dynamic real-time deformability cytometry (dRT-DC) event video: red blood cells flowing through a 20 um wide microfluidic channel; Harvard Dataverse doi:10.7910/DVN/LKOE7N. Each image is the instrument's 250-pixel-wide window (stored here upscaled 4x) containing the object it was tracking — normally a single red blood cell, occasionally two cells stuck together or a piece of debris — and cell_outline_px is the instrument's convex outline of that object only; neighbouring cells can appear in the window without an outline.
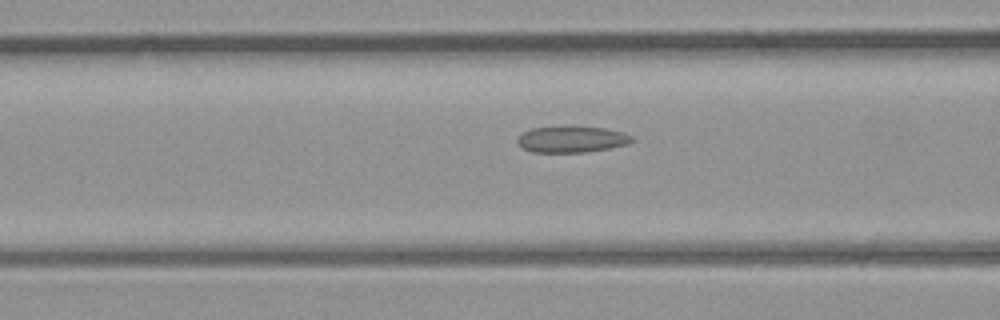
{"species": "common noctule bat (a hibernating species)", "species_latin": "Nyctalus noctula", "temperature_condition": "room temperature", "stored_images_in_passage": 39, "camera_frame_rate_fps": 3000, "um_per_image_px": 0.085, "animal": {"sex": "male", "body_mass_g": 23.1, "forearm_length_mm": 52.7}, "frame": {"image": 1, "passage_image": 14, "time_ms": 4.333, "image_size_px": [1000, 320], "cell_outline_px": [[636, 140], [628, 144], [608, 148], [584, 152], [532, 152], [524, 148], [516, 140], [524, 132], [532, 128], [564, 124], [576, 124], [604, 128], [624, 132], [632, 136]], "centroid_in_image_um": [48.63, 11.79], "position_along_channel_um": 118.0, "area_um2": 18.15}}
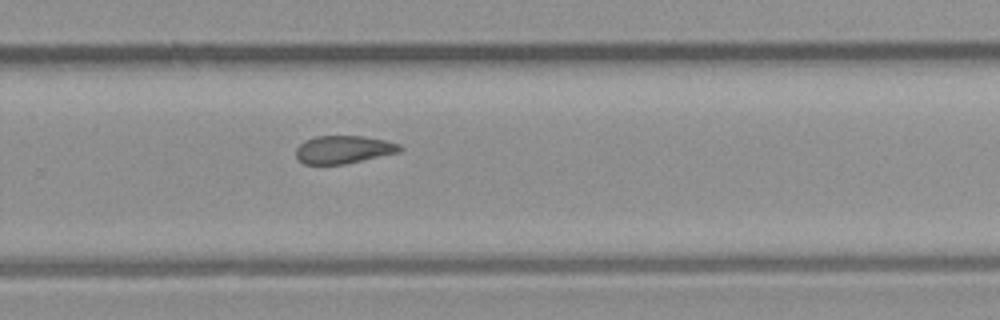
{"frame": {"image": 2, "passage_image": 25, "time_ms": 8.0, "image_size_px": [1000, 320], "cell_outline_px": [[404, 148], [400, 152], [364, 160], [344, 164], [304, 164], [296, 156], [296, 148], [304, 140], [316, 136], [360, 136], [384, 140], [400, 144]], "centroid_in_image_um": [29.21, 12.71], "position_along_channel_um": 300.6, "area_um2": 16.88}}
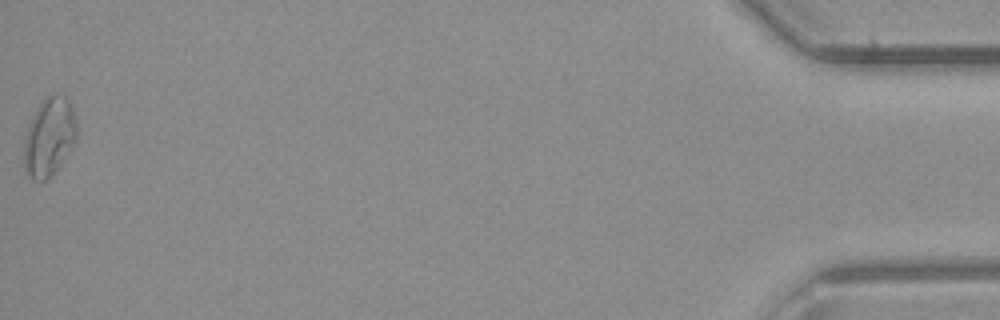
{"frame": {"image": 3, "passage_image": 39, "time_ms": 12.667, "image_size_px": [1000, 320], "cell_outline_px": [[76, 144], [60, 164], [44, 180], [32, 180], [24, 168], [24, 140], [28, 124], [36, 108], [48, 96], [68, 96], [76, 120]], "centroid_in_image_um": [4.19, 11.63], "position_along_channel_um": 431.0, "area_um2": 23.87}}